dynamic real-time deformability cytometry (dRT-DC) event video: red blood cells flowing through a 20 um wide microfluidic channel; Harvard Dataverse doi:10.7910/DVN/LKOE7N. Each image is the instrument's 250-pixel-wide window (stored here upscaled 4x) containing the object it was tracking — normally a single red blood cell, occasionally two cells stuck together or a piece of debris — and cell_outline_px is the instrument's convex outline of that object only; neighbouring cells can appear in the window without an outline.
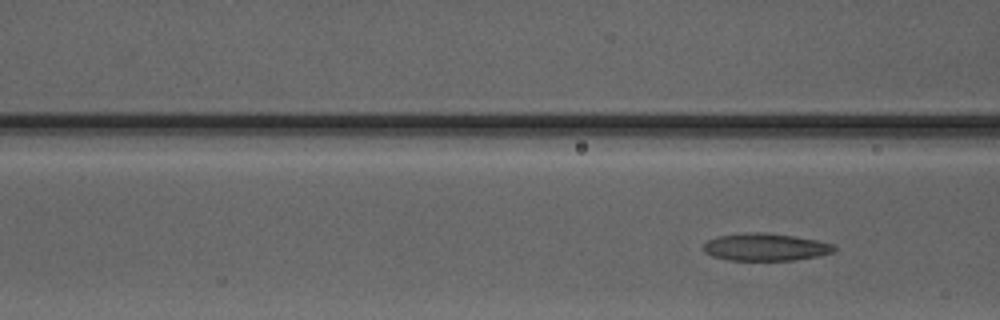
{"species": "Egyptian fruit bat (a non-hibernating species)", "species_latin": "Rousettus aegyptiacus", "temperature_condition": "warm", "stored_images_in_passage": 4, "camera_frame_rate_fps": 3000, "um_per_image_px": 0.085, "animal": {"sex": "male"}, "frame": {"image": 1, "passage_image": 4, "time_ms": 3.667, "image_size_px": [1000, 320], "cell_outline_px": [[836, 248], [832, 252], [816, 256], [796, 260], [728, 260], [712, 256], [704, 252], [700, 248], [708, 240], [716, 236], [744, 232], [760, 232], [796, 236], [816, 240], [832, 244]], "centroid_in_image_um": [64.99, 20.99], "position_along_channel_um": 101.6, "area_um2": 20.98}}